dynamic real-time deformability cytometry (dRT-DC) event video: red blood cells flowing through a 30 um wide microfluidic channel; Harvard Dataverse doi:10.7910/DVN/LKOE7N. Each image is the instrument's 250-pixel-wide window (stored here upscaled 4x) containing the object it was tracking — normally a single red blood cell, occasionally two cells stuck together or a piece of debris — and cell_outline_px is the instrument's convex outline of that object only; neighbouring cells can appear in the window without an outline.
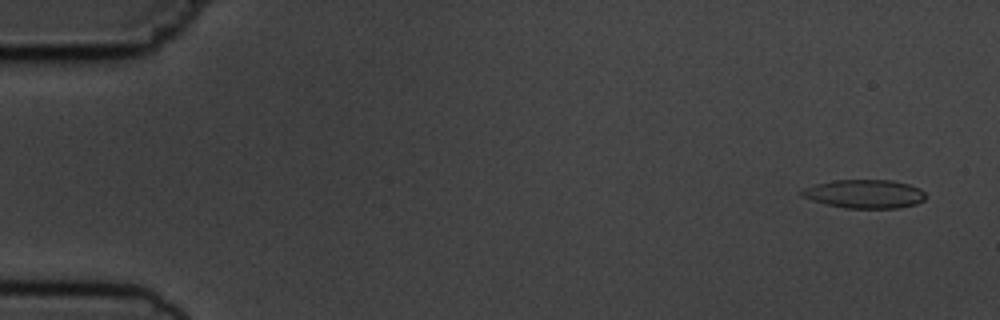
{"species": "common noctule bat (a hibernating species)", "species_latin": "Nyctalus noctula", "temperature_condition": "cold", "stored_images_in_passage": 5, "segment_of_instrument_passage": [1, 2], "camera_frame_rate_fps": 3000, "um_per_image_px": 0.085, "animal": {"sex": "male", "body_mass_g": 19.5, "forearm_length_mm": 54.6}, "frame": {"image": 1, "passage_image": 1, "time_ms": 0.0, "image_size_px": [1000, 320], "cell_outline_px": [[924, 200], [916, 204], [900, 208], [844, 208], [812, 200], [800, 196], [800, 188], [816, 184], [836, 180], [892, 180], [908, 184], [920, 188], [924, 192]], "centroid_in_image_um": [73.47, 16.48], "position_along_channel_um": 11.5, "area_um2": 20.69}}